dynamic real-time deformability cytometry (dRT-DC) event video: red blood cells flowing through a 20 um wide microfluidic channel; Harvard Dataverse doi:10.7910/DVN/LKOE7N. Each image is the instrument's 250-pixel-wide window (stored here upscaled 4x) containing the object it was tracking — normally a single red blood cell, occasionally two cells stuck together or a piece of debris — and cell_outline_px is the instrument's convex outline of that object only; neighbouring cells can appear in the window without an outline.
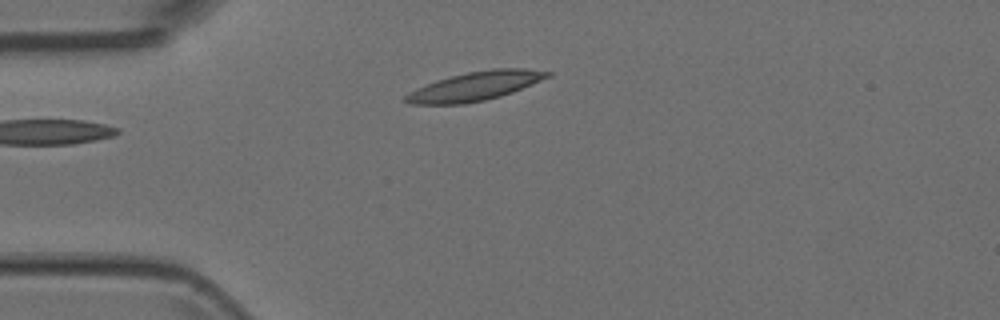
{"species": "Egyptian fruit bat (a non-hibernating species)", "species_latin": "Rousettus aegyptiacus", "temperature_condition": "room temperature", "stored_images_in_passage": 3, "camera_frame_rate_fps": 3000, "um_per_image_px": 0.085, "animal": {"sex": "female"}, "frame": {"image": 1, "passage_image": 3, "time_ms": 0.667, "image_size_px": [1000, 320], "cell_outline_px": [[552, 76], [512, 92], [500, 96], [484, 100], [464, 104], [408, 104], [404, 100], [404, 96], [408, 92], [416, 88], [436, 80], [468, 72], [492, 68], [524, 68], [552, 72]], "centroid_in_image_um": [40.38, 7.32], "position_along_channel_um": 44.6, "area_um2": 23.87}}